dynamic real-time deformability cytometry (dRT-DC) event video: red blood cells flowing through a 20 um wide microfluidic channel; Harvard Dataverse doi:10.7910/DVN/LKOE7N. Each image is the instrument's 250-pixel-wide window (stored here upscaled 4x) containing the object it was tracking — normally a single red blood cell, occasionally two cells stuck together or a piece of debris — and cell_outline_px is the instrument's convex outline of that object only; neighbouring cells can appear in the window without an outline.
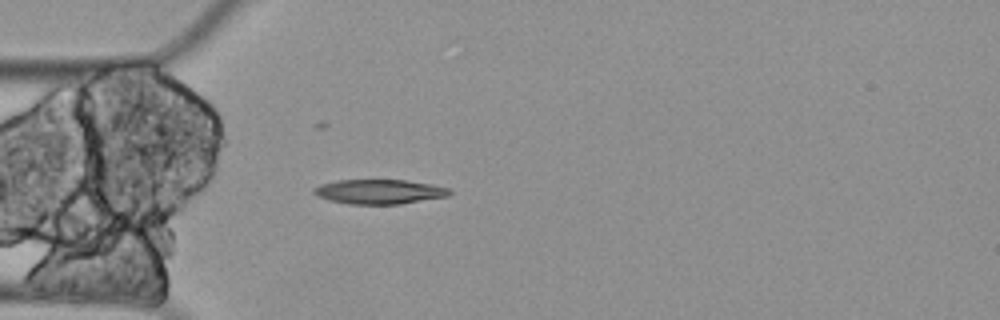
{"species": "Egyptian fruit bat (a non-hibernating species)", "species_latin": "Rousettus aegyptiacus", "temperature_condition": "cold", "stored_images_in_passage": 5, "camera_frame_rate_fps": 3000, "um_per_image_px": 0.085, "animal": {"sex": "female"}, "frame": {"image": 1, "passage_image": 5, "time_ms": 1.333, "image_size_px": [1000, 320], "cell_outline_px": [[452, 192], [448, 196], [400, 204], [348, 204], [328, 200], [312, 192], [312, 188], [320, 184], [336, 180], [408, 180], [432, 184], [448, 188]], "centroid_in_image_um": [32.23, 16.29], "position_along_channel_um": 52.8, "area_um2": 19.48}}